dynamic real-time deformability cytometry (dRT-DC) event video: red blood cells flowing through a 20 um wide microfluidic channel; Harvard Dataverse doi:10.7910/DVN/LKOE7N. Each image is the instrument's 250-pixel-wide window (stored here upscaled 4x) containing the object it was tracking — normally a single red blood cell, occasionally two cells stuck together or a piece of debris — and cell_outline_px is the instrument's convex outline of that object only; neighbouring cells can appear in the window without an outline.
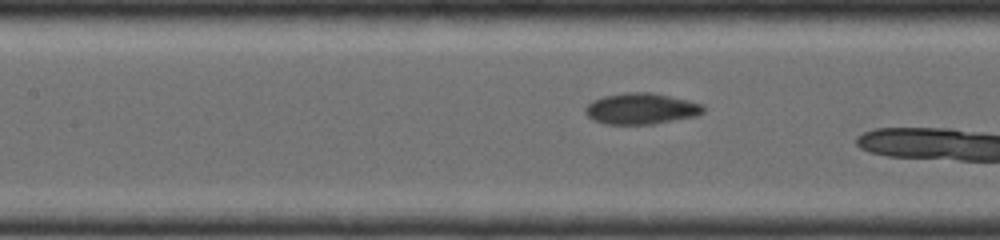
{"species": "common noctule bat (a hibernating species)", "species_latin": "Nyctalus noctula", "temperature_condition": "room temperature", "stored_images_in_passage": 31, "camera_frame_rate_fps": 4000, "um_per_image_px": 0.085, "animal": {"sex": "female", "body_mass_g": 19.0, "forearm_length_mm": 56.7}, "frame": {"image": 1, "passage_image": 10, "time_ms": 2.25, "image_size_px": [1000, 240], "cell_outline_px": [[704, 112], [696, 116], [652, 124], [604, 124], [592, 120], [584, 112], [584, 108], [592, 100], [604, 96], [624, 92], [652, 92], [688, 100], [700, 104], [704, 108]], "centroid_in_image_um": [54.45, 9.23], "position_along_channel_um": 152.9, "area_um2": 21.44}}